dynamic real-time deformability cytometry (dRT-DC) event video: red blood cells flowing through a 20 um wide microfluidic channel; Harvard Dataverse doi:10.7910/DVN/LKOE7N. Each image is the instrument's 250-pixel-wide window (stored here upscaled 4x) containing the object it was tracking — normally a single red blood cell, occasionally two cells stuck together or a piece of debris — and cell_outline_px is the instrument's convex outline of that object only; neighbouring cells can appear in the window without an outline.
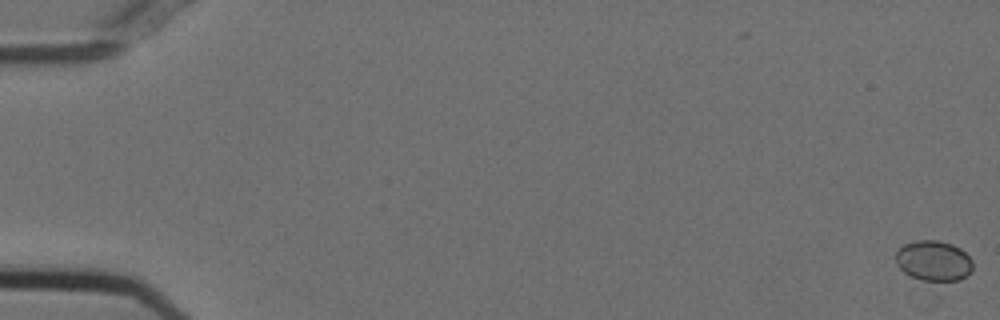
{"species": "Egyptian fruit bat (a non-hibernating species)", "species_latin": "Rousettus aegyptiacus", "temperature_condition": "cold", "stored_images_in_passage": 46, "camera_frame_rate_fps": 3000, "um_per_image_px": 0.085, "animal": {"sex": "female"}, "frame": {"image": 1, "passage_image": 1, "time_ms": 0.0, "image_size_px": [1000, 320], "cell_outline_px": [[972, 272], [936, 304], [896, 264], [896, 252], [904, 244], [916, 240], [940, 240], [952, 244], [960, 248], [972, 260]], "centroid_in_image_um": [79.41, 22.62], "position_along_channel_um": 5.6, "area_um2": 22.83}}
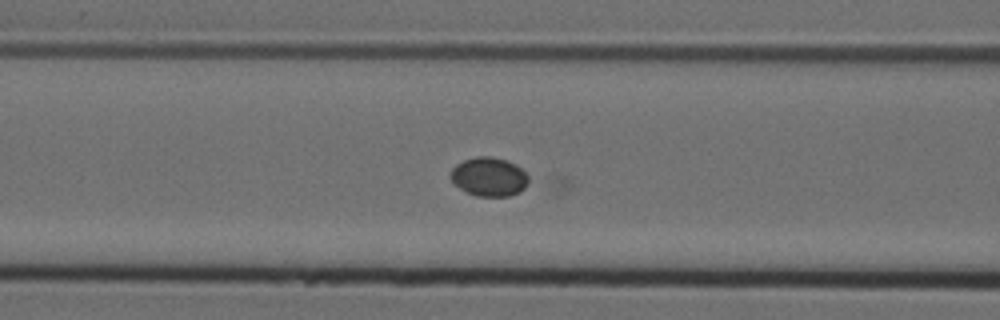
{"frame": {"image": 2, "passage_image": 24, "time_ms": 7.667, "image_size_px": [1000, 320], "cell_outline_px": [[528, 184], [520, 192], [508, 196], [476, 196], [460, 188], [448, 176], [448, 172], [456, 164], [464, 160], [476, 156], [492, 156], [508, 160], [516, 164], [528, 176]], "centroid_in_image_um": [41.55, 15.01], "position_along_channel_um": 125.0, "area_um2": 17.8}}
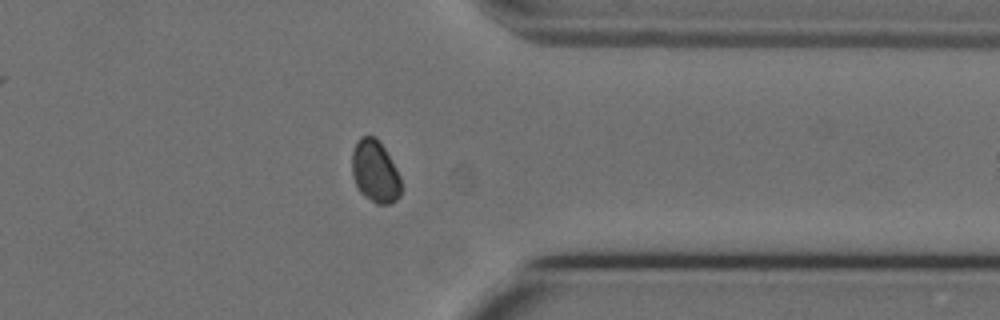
{"frame": {"image": 3, "passage_image": 45, "time_ms": 14.667, "image_size_px": [1000, 320], "cell_outline_px": [[400, 196], [396, 200], [388, 204], [376, 204], [364, 196], [360, 192], [352, 176], [352, 152], [360, 136], [376, 136], [384, 148], [396, 168], [400, 176]], "centroid_in_image_um": [31.87, 14.58], "position_along_channel_um": 379.5, "area_um2": 17.74}}